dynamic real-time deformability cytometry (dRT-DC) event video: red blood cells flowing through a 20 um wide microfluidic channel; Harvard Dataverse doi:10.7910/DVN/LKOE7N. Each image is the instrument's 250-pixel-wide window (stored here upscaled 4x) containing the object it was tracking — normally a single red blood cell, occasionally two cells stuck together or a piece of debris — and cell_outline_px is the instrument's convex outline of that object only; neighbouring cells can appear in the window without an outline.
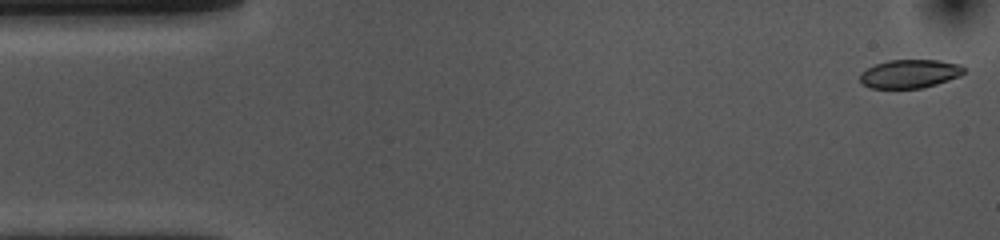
{"species": "common noctule bat (a hibernating species)", "species_latin": "Nyctalus noctula", "temperature_condition": "cold", "stored_images_in_passage": 52, "camera_frame_rate_fps": 3000, "um_per_image_px": 0.085, "animal": {"sex": "female", "body_mass_g": 10.0, "forearm_length_mm": 53.1}, "frame": {"image": 1, "passage_image": 1, "time_ms": 0.0, "image_size_px": [1000, 240], "cell_outline_px": [[964, 72], [960, 76], [936, 84], [920, 88], [872, 88], [864, 84], [860, 80], [860, 72], [876, 64], [888, 60], [940, 60], [960, 64], [964, 68]], "centroid_in_image_um": [77.34, 6.26], "position_along_channel_um": 7.7, "area_um2": 17.17}}
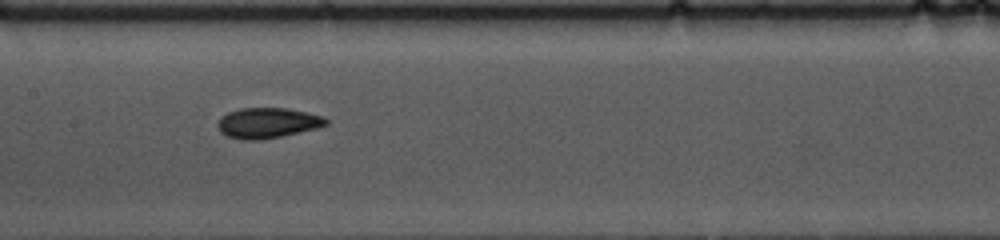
{"frame": {"image": 2, "passage_image": 24, "time_ms": 7.667, "image_size_px": [1000, 240], "cell_outline_px": [[328, 124], [316, 128], [280, 136], [260, 140], [244, 140], [228, 136], [220, 132], [216, 124], [228, 112], [240, 108], [288, 108], [308, 112], [324, 116], [328, 120]], "centroid_in_image_um": [22.76, 10.44], "position_along_channel_um": 184.6, "area_um2": 19.07}}
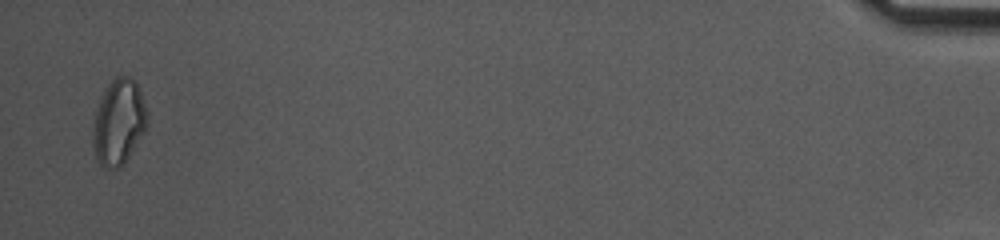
{"frame": {"image": 3, "passage_image": 51, "time_ms": 16.667, "image_size_px": [1000, 240], "cell_outline_px": [[148, 124], [144, 132], [124, 164], [120, 168], [104, 168], [96, 160], [92, 144], [92, 128], [96, 112], [100, 100], [108, 84], [116, 76], [128, 76], [136, 80], [140, 88], [148, 112]], "centroid_in_image_um": [10.1, 10.38], "position_along_channel_um": 425.1, "area_um2": 27.4}, "authors_computed_cell_mechanics": {"area_um2": 18.9006, "velocity_mm_per_s": 3.7233, "shape_relaxation_time_tau1_ms": 7.2254, "shape_relaxation_time_tau2_ms": 7.0576, "deformation_change_tau1": 0.1556, "deformation_change_tau2": 0.1042}}